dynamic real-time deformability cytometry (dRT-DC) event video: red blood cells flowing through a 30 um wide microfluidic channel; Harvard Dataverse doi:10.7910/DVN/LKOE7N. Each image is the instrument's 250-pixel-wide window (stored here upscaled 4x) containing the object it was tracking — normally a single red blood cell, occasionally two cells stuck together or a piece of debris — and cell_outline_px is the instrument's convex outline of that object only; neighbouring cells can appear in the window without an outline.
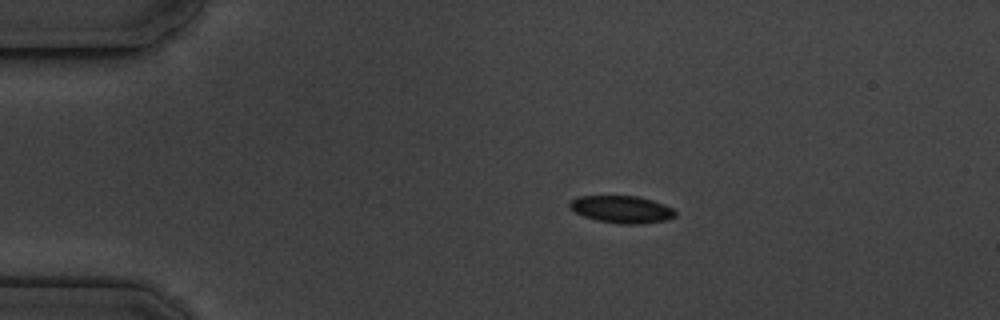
{"species": "common noctule bat (a hibernating species)", "species_latin": "Nyctalus noctula", "temperature_condition": "cold", "stored_images_in_passage": 5, "camera_frame_rate_fps": 3000, "um_per_image_px": 0.085, "animal": {"sex": "male", "body_mass_g": 19.5, "forearm_length_mm": 54.6}, "frame": {"image": 1, "passage_image": 1, "time_ms": 0.0, "image_size_px": [1000, 320], "cell_outline_px": [[676, 216], [668, 220], [640, 224], [620, 224], [596, 220], [584, 216], [568, 208], [568, 204], [572, 200], [580, 196], [636, 196], [652, 200], [664, 204], [672, 208], [676, 212]], "centroid_in_image_um": [52.86, 17.8], "position_along_channel_um": 32.1, "area_um2": 16.82}}
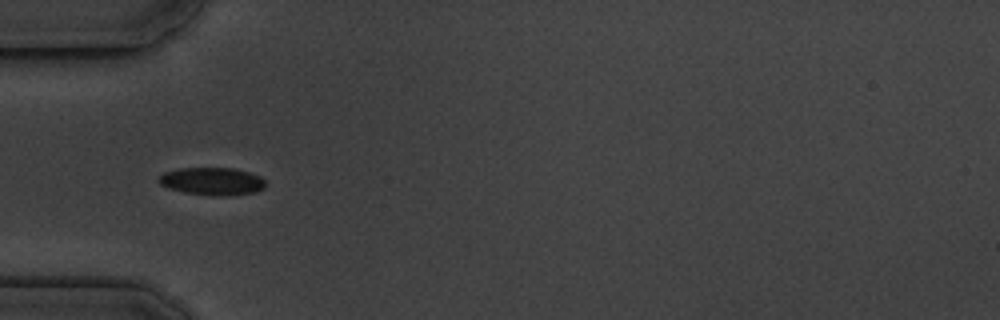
{"frame": {"image": 2, "passage_image": 3, "time_ms": 2.333, "image_size_px": [1000, 320], "cell_outline_px": [[264, 188], [256, 192], [232, 196], [212, 196], [184, 192], [168, 188], [160, 184], [156, 180], [156, 176], [164, 172], [180, 168], [232, 168], [248, 172], [260, 176], [264, 180]], "centroid_in_image_um": [17.99, 15.42], "position_along_channel_um": 67.0, "area_um2": 17.46}}
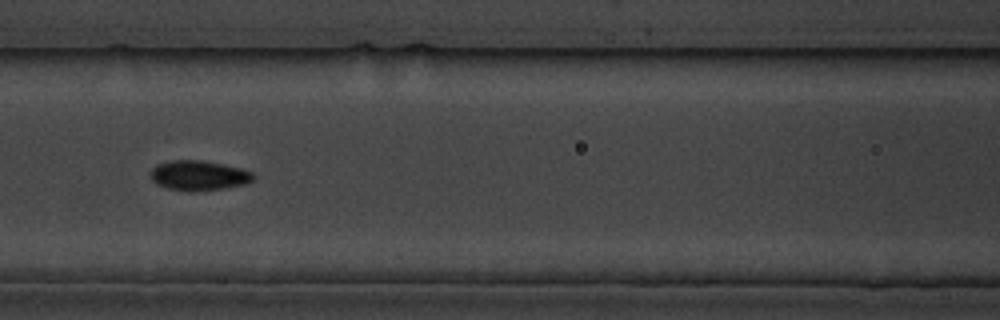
{"frame": {"image": 3, "passage_image": 5, "time_ms": 4.667, "image_size_px": [1000, 320], "cell_outline_px": [[256, 176], [252, 180], [244, 184], [224, 188], [192, 192], [188, 192], [168, 188], [156, 184], [152, 180], [152, 168], [156, 164], [172, 160], [200, 160], [240, 168], [252, 172]], "centroid_in_image_um": [16.88, 14.92], "position_along_channel_um": 149.7, "area_um2": 17.8}}